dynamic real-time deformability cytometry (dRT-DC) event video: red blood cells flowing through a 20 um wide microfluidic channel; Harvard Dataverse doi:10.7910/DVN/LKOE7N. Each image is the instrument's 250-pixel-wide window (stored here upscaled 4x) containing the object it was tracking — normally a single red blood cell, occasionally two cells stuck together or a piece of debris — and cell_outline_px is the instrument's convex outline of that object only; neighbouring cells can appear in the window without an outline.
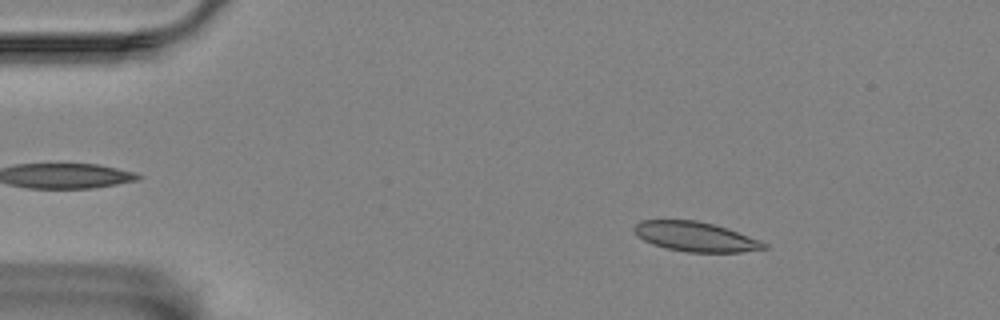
{"species": "Egyptian fruit bat (a non-hibernating species)", "species_latin": "Rousettus aegyptiacus", "temperature_condition": "room temperature", "stored_images_in_passage": 57, "camera_frame_rate_fps": 3000, "um_per_image_px": 0.085, "animal": {"sex": "female"}, "frame": {"image": 1, "passage_image": 8, "time_ms": 2.333, "image_size_px": [1000, 320], "cell_outline_px": [[768, 248], [740, 252], [688, 252], [668, 248], [652, 244], [644, 240], [632, 228], [640, 220], [696, 220], [728, 228], [760, 240], [768, 244]], "centroid_in_image_um": [59.15, 20.11], "position_along_channel_um": 25.9, "area_um2": 22.25}}
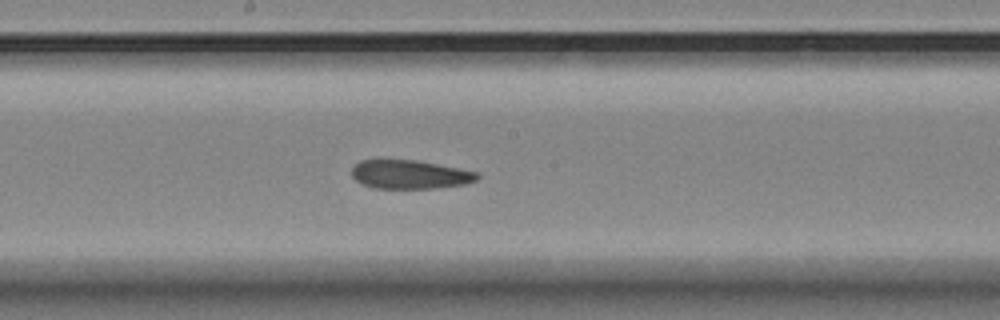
{"frame": {"image": 2, "passage_image": 30, "time_ms": 9.667, "image_size_px": [1000, 320], "cell_outline_px": [[480, 176], [476, 180], [464, 184], [436, 188], [372, 188], [360, 184], [352, 176], [352, 168], [360, 160], [416, 160], [480, 172]], "centroid_in_image_um": [34.84, 14.83], "position_along_channel_um": 213.4, "area_um2": 21.04}}
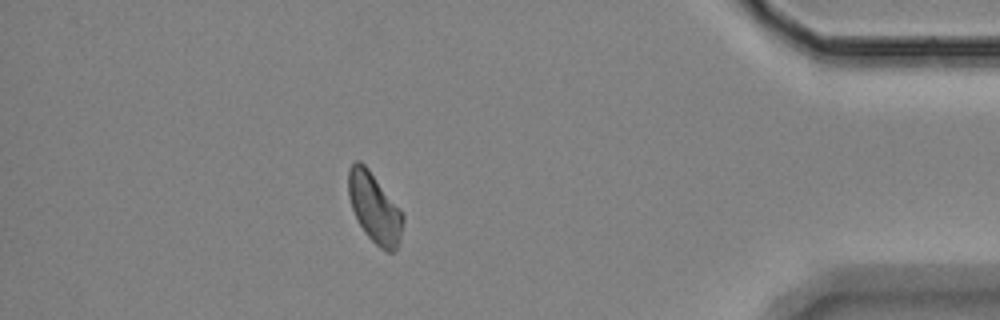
{"frame": {"image": 3, "passage_image": 50, "time_ms": 16.333, "image_size_px": [1000, 320], "cell_outline_px": [[404, 220], [400, 240], [396, 248], [392, 252], [388, 252], [380, 248], [364, 232], [352, 208], [348, 196], [348, 168], [356, 160], [360, 160], [368, 168], [404, 216]], "centroid_in_image_um": [31.81, 17.67], "position_along_channel_um": 403.4, "area_um2": 21.79}, "authors_computed_cell_mechanics": {"area_um2": 22.1952, "velocity_mm_per_s": 3.4563, "shape_relaxation_time_tau1_ms": null, "shape_relaxation_time_tau2_ms": 5.2241, "deformation_change_tau1": null, "deformation_change_tau2": 0.118}}